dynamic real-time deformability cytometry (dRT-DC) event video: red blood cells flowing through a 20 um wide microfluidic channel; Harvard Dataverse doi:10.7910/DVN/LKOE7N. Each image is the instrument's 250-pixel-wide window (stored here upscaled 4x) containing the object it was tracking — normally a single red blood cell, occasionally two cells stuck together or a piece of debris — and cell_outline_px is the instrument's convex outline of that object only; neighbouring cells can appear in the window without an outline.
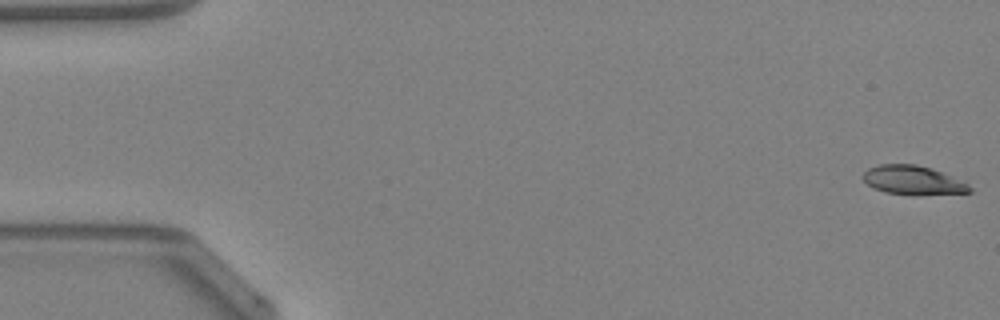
{"species": "Egyptian fruit bat (a non-hibernating species)", "species_latin": "Rousettus aegyptiacus", "temperature_condition": "warm", "stored_images_in_passage": 48, "camera_frame_rate_fps": 3000, "um_per_image_px": 0.085, "animal": {"sex": "female"}, "frame": {"image": 1, "passage_image": 1, "time_ms": 0.0, "image_size_px": [1000, 320], "cell_outline_px": [[972, 192], [912, 196], [884, 192], [872, 188], [860, 176], [868, 168], [880, 164], [916, 164], [932, 168], [952, 176], [968, 184], [972, 188]], "centroid_in_image_um": [77.58, 15.33], "position_along_channel_um": 7.4, "area_um2": 18.38}}
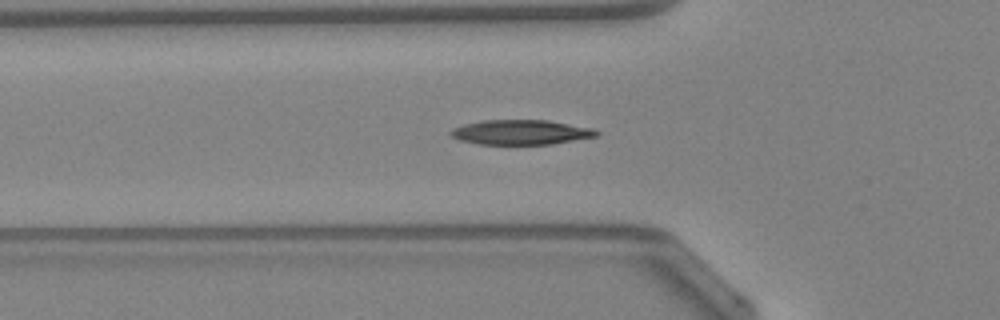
{"frame": {"image": 2, "passage_image": 17, "time_ms": 5.333, "image_size_px": [1000, 320], "cell_outline_px": [[600, 132], [596, 136], [552, 144], [480, 144], [460, 140], [452, 136], [448, 132], [452, 128], [464, 124], [480, 120], [548, 120], [592, 128]], "centroid_in_image_um": [44.24, 11.23], "position_along_channel_um": 81.6, "area_um2": 20.98}}
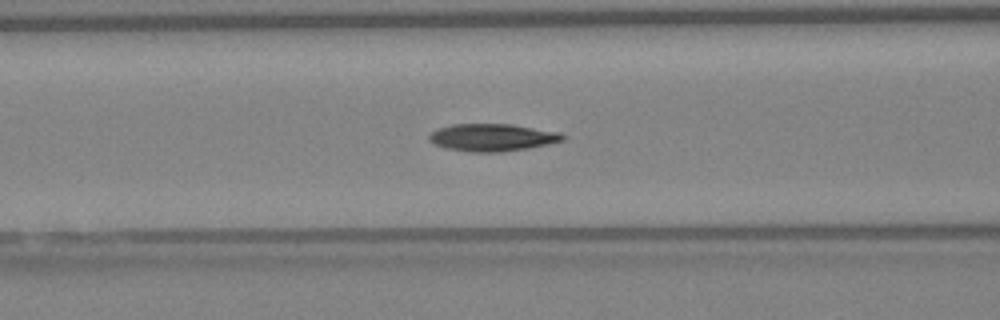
{"frame": {"image": 3, "passage_image": 20, "time_ms": 6.333, "image_size_px": [1000, 320], "cell_outline_px": [[568, 136], [564, 140], [548, 144], [528, 148], [500, 152], [472, 152], [444, 148], [432, 144], [428, 140], [428, 136], [436, 128], [452, 124], [512, 124], [560, 132]], "centroid_in_image_um": [41.83, 11.68], "position_along_channel_um": 124.8, "area_um2": 21.62}, "authors_computed_cell_mechanics": {"area_um2": 20.4612, "velocity_mm_per_s": 4.2708, "shape_relaxation_time_tau1_ms": 4.6906, "shape_relaxation_time_tau2_ms": 3.8144, "deformation_change_tau1": 0.1717, "deformation_change_tau2": 0.1283}}